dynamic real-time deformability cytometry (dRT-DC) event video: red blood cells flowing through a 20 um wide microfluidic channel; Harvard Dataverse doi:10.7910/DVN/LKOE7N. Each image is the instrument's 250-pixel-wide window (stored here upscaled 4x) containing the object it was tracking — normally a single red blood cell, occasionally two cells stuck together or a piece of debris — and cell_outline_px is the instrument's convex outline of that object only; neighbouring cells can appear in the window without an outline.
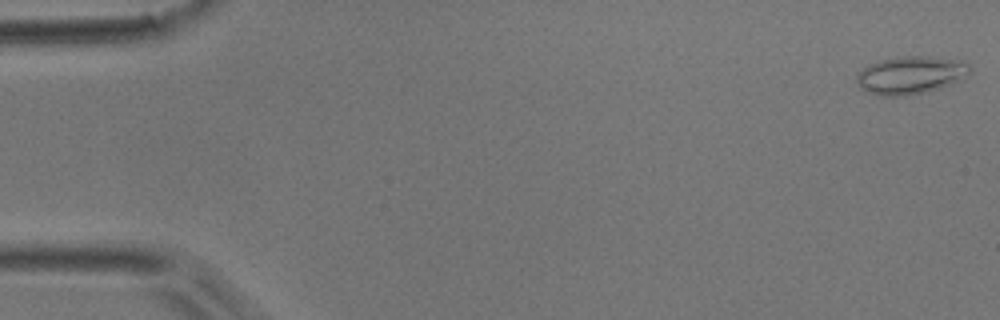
{"species": "common noctule bat (a hibernating species)", "species_latin": "Nyctalus noctula", "temperature_condition": "room temperature", "stored_images_in_passage": 46, "camera_frame_rate_fps": 3000, "um_per_image_px": 0.085, "animal": {"sex": "male", "body_mass_g": 17.9}, "frame": {"image": 1, "passage_image": 1, "time_ms": 0.0, "image_size_px": [1000, 320], "cell_outline_px": [[972, 72], [960, 80], [940, 88], [924, 92], [904, 96], [880, 96], [864, 92], [860, 88], [856, 80], [856, 76], [868, 64], [876, 60], [896, 56], [924, 56], [964, 60], [972, 68]], "centroid_in_image_um": [77.39, 6.37], "position_along_channel_um": 7.6, "area_um2": 25.43}}
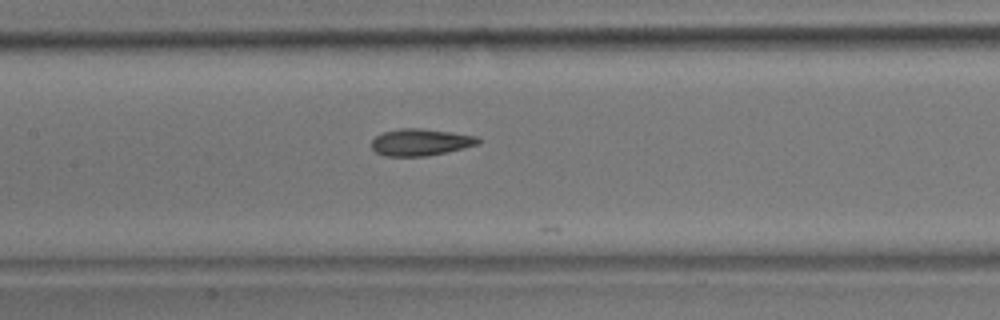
{"frame": {"image": 2, "passage_image": 24, "time_ms": 7.667, "image_size_px": [1000, 320], "cell_outline_px": [[480, 144], [448, 152], [428, 156], [384, 156], [376, 152], [372, 148], [372, 140], [376, 136], [384, 132], [400, 128], [420, 128], [476, 136], [480, 140]], "centroid_in_image_um": [35.74, 12.1], "position_along_channel_um": 171.7, "area_um2": 16.65}}
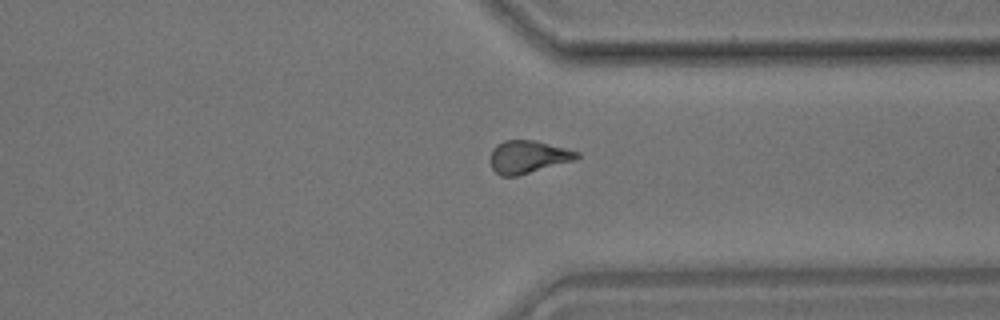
{"frame": {"image": 3, "passage_image": 39, "time_ms": 12.667, "image_size_px": [1000, 320], "cell_outline_px": [[580, 156], [572, 160], [516, 176], [500, 176], [492, 168], [492, 148], [496, 144], [504, 140], [536, 140], [580, 152]], "centroid_in_image_um": [44.86, 13.31], "position_along_channel_um": 366.5, "area_um2": 16.18}, "authors_computed_cell_mechanics": {"area_um2": 16.762, "velocity_mm_per_s": 3.9054, "shape_relaxation_time_tau1_ms": 6.348, "shape_relaxation_time_tau2_ms": 1.91, "deformation_change_tau1": 0.1535, "deformation_change_tau2": 0.0857}}